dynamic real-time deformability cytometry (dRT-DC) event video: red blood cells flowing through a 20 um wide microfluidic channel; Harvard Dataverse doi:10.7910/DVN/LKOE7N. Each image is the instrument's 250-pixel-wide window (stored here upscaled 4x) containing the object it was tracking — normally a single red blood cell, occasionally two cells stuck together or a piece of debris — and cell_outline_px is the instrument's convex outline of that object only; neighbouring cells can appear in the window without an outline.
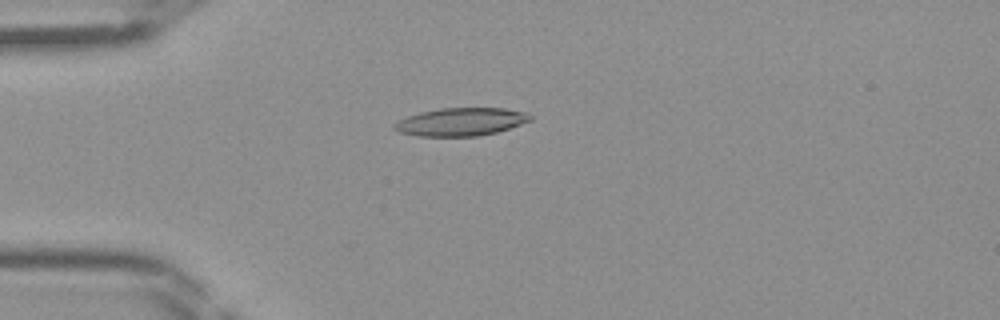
{"species": "Egyptian fruit bat (a non-hibernating species)", "species_latin": "Rousettus aegyptiacus", "temperature_condition": "room temperature", "stored_images_in_passage": 39, "camera_frame_rate_fps": 3000, "um_per_image_px": 0.085, "frame": {"image": 1, "passage_image": 6, "time_ms": 1.667, "image_size_px": [1000, 320], "cell_outline_px": [[532, 120], [496, 132], [476, 136], [420, 136], [400, 132], [392, 128], [392, 124], [408, 116], [420, 112], [440, 108], [504, 108], [524, 112], [532, 116]], "centroid_in_image_um": [39.15, 10.35], "position_along_channel_um": 45.8, "area_um2": 21.96}}
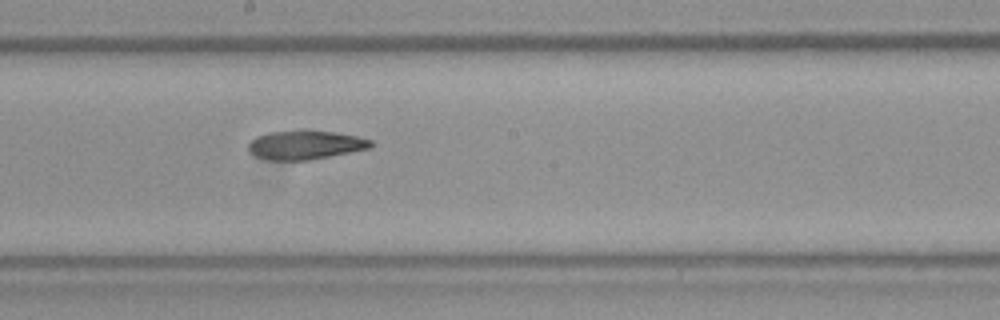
{"frame": {"image": 2, "passage_image": 19, "time_ms": 6.0, "image_size_px": [1000, 320], "cell_outline_px": [[376, 144], [372, 148], [308, 160], [268, 160], [256, 156], [248, 148], [248, 144], [256, 136], [268, 132], [304, 128], [336, 132], [356, 136], [372, 140]], "centroid_in_image_um": [25.99, 12.28], "position_along_channel_um": 222.2, "area_um2": 21.15}}
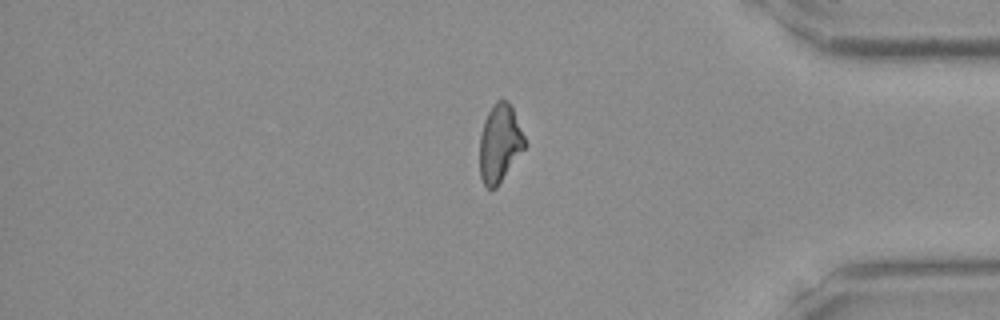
{"frame": {"image": 3, "passage_image": 32, "time_ms": 10.333, "image_size_px": [1000, 320], "cell_outline_px": [[528, 144], [496, 188], [488, 188], [484, 184], [480, 176], [480, 136], [484, 120], [492, 104], [496, 100], [508, 100], [512, 108]], "centroid_in_image_um": [42.48, 12.17], "position_along_channel_um": 392.7, "area_um2": 20.46}}